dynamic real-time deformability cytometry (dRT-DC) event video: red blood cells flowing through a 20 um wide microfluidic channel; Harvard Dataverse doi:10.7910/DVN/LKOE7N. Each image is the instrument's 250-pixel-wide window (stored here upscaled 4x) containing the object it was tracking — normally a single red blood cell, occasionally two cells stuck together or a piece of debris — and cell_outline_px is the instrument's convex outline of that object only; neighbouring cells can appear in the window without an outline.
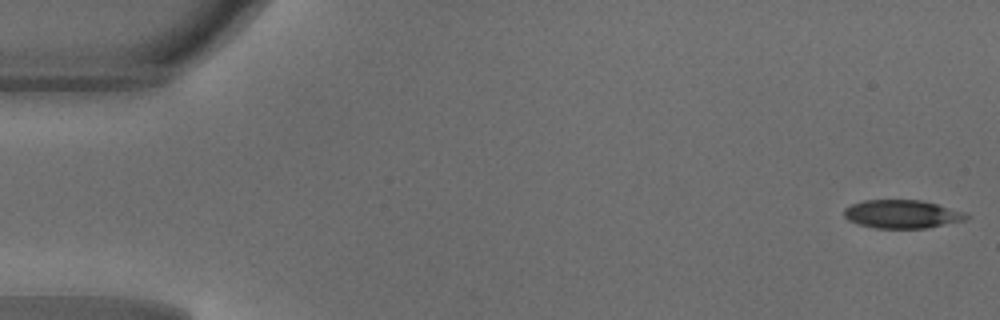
{"species": "common noctule bat (a hibernating species)", "species_latin": "Nyctalus noctula", "temperature_condition": "warm", "stored_images_in_passage": 48, "camera_frame_rate_fps": 3000, "um_per_image_px": 0.085, "animal": {"sex": "male", "body_mass_g": 18.8}, "frame": {"image": 1, "passage_image": 1, "time_ms": 0.0, "image_size_px": [1000, 320], "cell_outline_px": [[972, 216], [964, 220], [928, 228], [876, 228], [856, 224], [848, 220], [844, 216], [844, 208], [852, 204], [864, 200], [920, 200], [936, 204], [964, 212]], "centroid_in_image_um": [76.65, 18.2], "position_along_channel_um": 8.3, "area_um2": 20.17}}
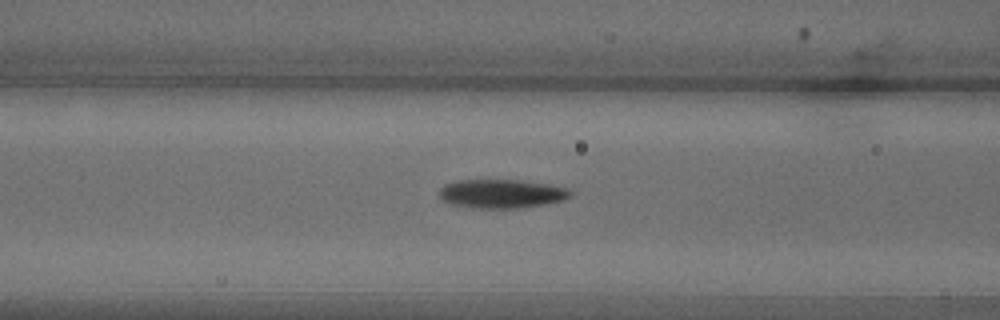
{"frame": {"image": 2, "passage_image": 19, "time_ms": 6.0, "image_size_px": [1000, 320], "cell_outline_px": [[572, 192], [564, 200], [544, 204], [516, 208], [476, 208], [452, 204], [440, 200], [436, 192], [444, 184], [460, 180], [520, 180], [548, 184], [568, 188]], "centroid_in_image_um": [42.57, 16.46], "position_along_channel_um": 124.0, "area_um2": 22.08}}
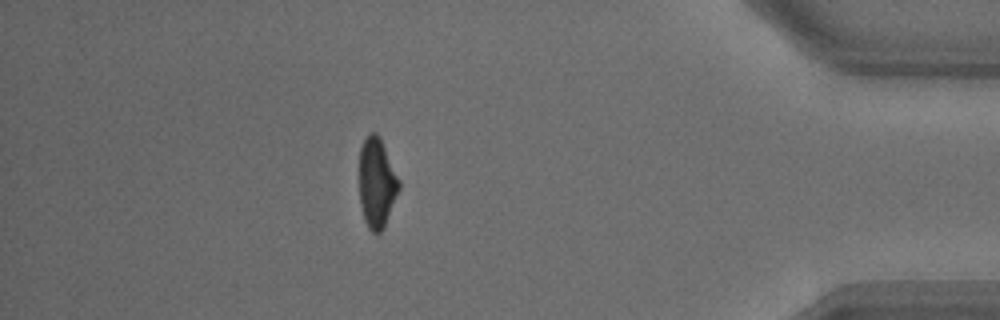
{"frame": {"image": 3, "passage_image": 42, "time_ms": 13.667, "image_size_px": [1000, 320], "cell_outline_px": [[400, 188], [384, 228], [380, 232], [372, 232], [368, 228], [364, 220], [360, 204], [360, 148], [368, 132], [376, 132], [380, 136], [400, 180]], "centroid_in_image_um": [32.04, 15.53], "position_along_channel_um": 403.2, "area_um2": 20.92}, "authors_computed_cell_mechanics": {"area_um2": 21.8195, "velocity_mm_per_s": 4.1974, "shape_relaxation_time_tau1_ms": 3.3841, "shape_relaxation_time_tau2_ms": 6.1425, "deformation_change_tau1": 0.1583, "deformation_change_tau2": 0.1548}}